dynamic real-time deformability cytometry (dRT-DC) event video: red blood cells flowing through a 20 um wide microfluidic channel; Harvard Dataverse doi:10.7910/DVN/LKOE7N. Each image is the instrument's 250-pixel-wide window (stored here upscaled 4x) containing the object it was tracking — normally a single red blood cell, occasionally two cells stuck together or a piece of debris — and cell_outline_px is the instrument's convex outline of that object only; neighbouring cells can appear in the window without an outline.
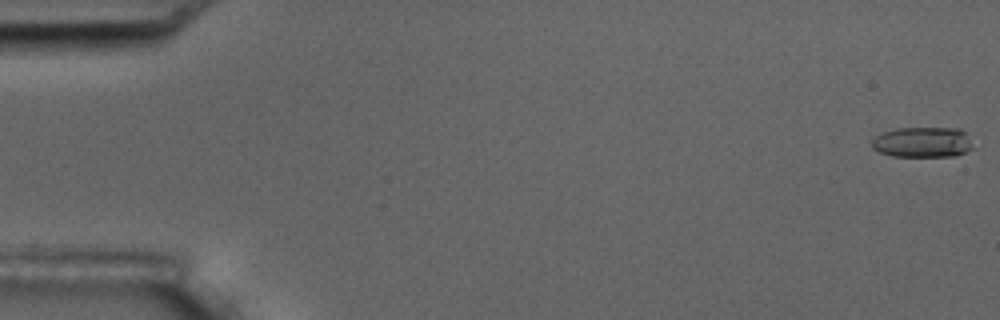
{"species": "common noctule bat (a hibernating species)", "species_latin": "Nyctalus noctula", "temperature_condition": "room temperature", "stored_images_in_passage": 7, "camera_frame_rate_fps": 3000, "um_per_image_px": 0.085, "animal": {"sex": "male", "body_mass_g": 17.5, "forearm_length_mm": 52.3}, "frame": {"image": 1, "passage_image": 1, "time_ms": 0.0, "image_size_px": [1000, 320], "cell_outline_px": [[972, 148], [956, 156], [892, 156], [880, 152], [872, 148], [872, 140], [876, 136], [884, 132], [896, 128], [960, 128], [964, 132]], "centroid_in_image_um": [78.38, 12.08], "position_along_channel_um": 6.6, "area_um2": 17.69}}
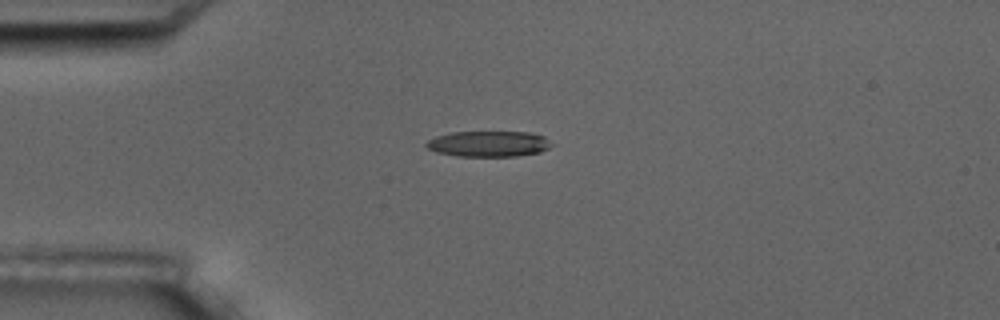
{"frame": {"image": 2, "passage_image": 5, "time_ms": 4.667, "image_size_px": [1000, 320], "cell_outline_px": [[556, 144], [540, 152], [516, 156], [456, 156], [436, 152], [428, 148], [424, 144], [428, 140], [436, 136], [452, 132], [528, 132], [544, 136]], "centroid_in_image_um": [41.56, 12.22], "position_along_channel_um": 43.4, "area_um2": 18.9}}